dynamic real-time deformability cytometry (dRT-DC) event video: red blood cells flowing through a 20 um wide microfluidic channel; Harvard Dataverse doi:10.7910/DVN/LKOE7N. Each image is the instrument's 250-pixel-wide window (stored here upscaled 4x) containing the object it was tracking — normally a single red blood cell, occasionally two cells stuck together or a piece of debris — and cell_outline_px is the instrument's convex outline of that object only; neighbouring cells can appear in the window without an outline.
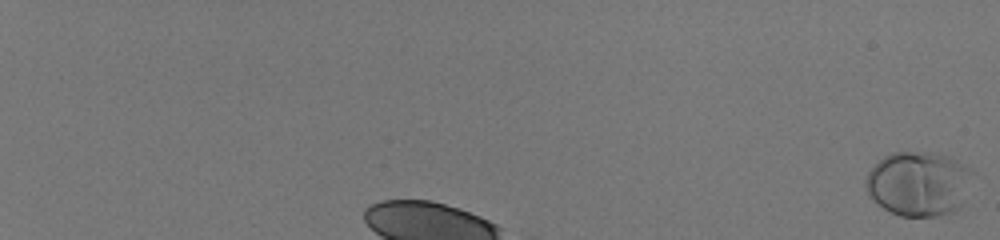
{"species": "human", "species_latin": "Homo sapiens", "temperature_condition": "room temperature", "stored_images_in_passage": 35, "camera_frame_rate_fps": 3000, "um_per_image_px": 0.085, "donor": {"sex": "male"}, "frame": {"image": 1, "passage_image": 1, "time_ms": 0.0, "image_size_px": [1000, 240], "cell_outline_px": [[972, 172], [960, 208], [952, 212], [936, 216], [900, 216], [884, 208], [872, 200], [868, 196], [864, 188], [868, 172], [884, 156], [892, 152], [932, 152], [948, 156], [956, 160], [968, 168]], "centroid_in_image_um": [78.03, 15.61], "position_along_channel_um": 7.0, "area_um2": 39.94}}
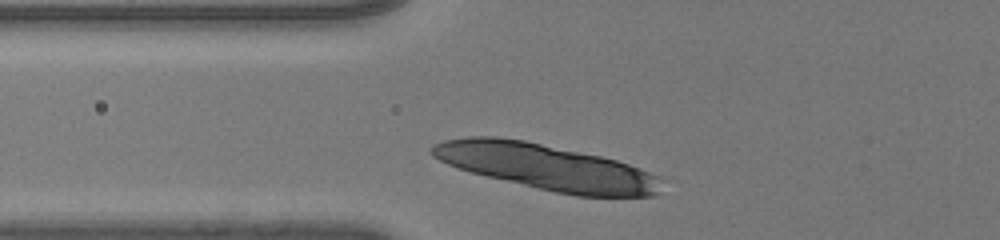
{"frame": {"image": 2, "passage_image": 9, "time_ms": 2.667, "image_size_px": [1000, 240], "cell_outline_px": [[668, 180], [660, 192], [656, 196], [576, 196], [536, 188], [472, 172], [448, 164], [432, 156], [428, 152], [428, 148], [444, 140], [468, 136], [496, 136], [524, 140], [600, 156], [616, 160], [628, 164]], "centroid_in_image_um": [46.5, 14.2], "position_along_channel_um": 79.3, "area_um2": 61.15}}